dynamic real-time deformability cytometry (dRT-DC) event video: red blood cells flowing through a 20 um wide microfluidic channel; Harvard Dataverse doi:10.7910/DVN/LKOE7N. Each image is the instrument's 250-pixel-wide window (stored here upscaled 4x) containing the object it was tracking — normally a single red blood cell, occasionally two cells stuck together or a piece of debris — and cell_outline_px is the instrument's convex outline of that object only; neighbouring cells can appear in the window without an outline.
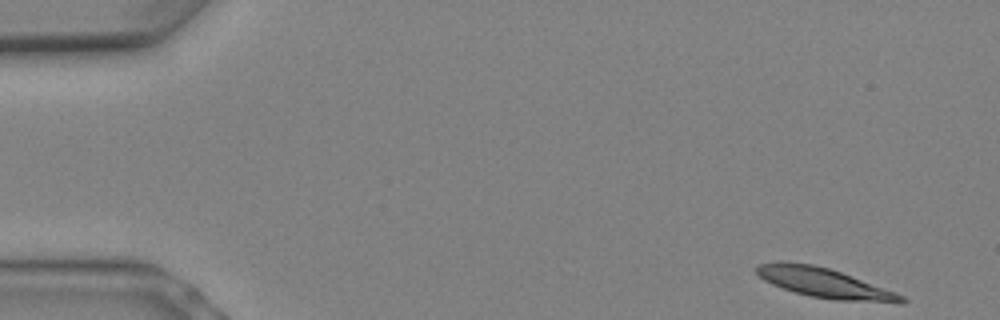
{"species": "Egyptian fruit bat (a non-hibernating species)", "species_latin": "Rousettus aegyptiacus", "temperature_condition": "warm", "stored_images_in_passage": 6, "camera_frame_rate_fps": 3000, "um_per_image_px": 0.085, "animal": {"sex": "female"}, "frame": {"image": 1, "passage_image": 1, "time_ms": 0.0, "image_size_px": [1000, 320], "cell_outline_px": [[908, 300], [904, 304], [900, 304], [836, 300], [808, 296], [772, 284], [764, 280], [756, 272], [756, 264], [784, 260], [812, 264], [828, 268], [840, 272], [904, 296]], "centroid_in_image_um": [70.06, 24.05], "position_along_channel_um": 14.9, "area_um2": 25.03}}
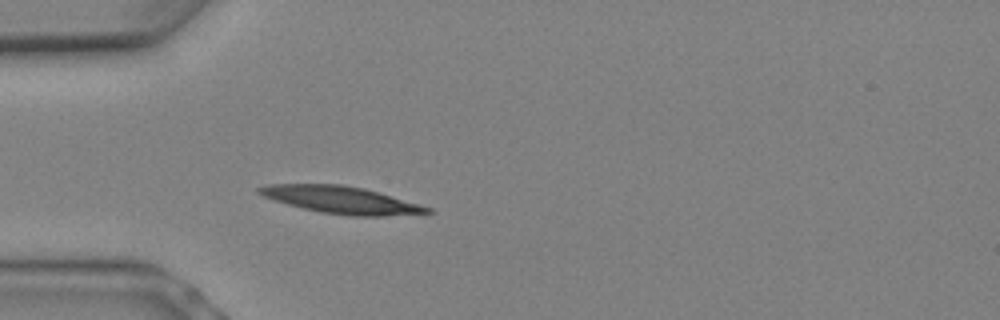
{"frame": {"image": 2, "passage_image": 6, "time_ms": 1.667, "image_size_px": [1000, 320], "cell_outline_px": [[436, 212], [384, 216], [352, 216], [320, 212], [288, 204], [264, 196], [256, 192], [256, 188], [264, 184], [344, 184], [364, 188], [420, 204], [432, 208]], "centroid_in_image_um": [29.01, 16.98], "position_along_channel_um": 56.0, "area_um2": 26.59}}